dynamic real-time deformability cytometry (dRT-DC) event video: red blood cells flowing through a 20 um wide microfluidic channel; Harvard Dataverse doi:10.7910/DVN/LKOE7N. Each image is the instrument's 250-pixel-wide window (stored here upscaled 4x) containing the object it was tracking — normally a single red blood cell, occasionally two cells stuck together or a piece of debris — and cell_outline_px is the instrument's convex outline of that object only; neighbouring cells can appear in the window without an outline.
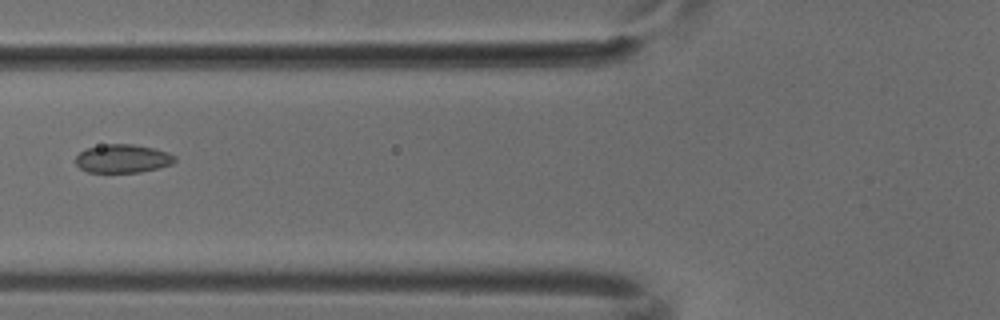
{"species": "common noctule bat (a hibernating species)", "species_latin": "Nyctalus noctula", "temperature_condition": "cold", "stored_images_in_passage": 4, "camera_frame_rate_fps": 3000, "um_per_image_px": 0.085, "animal": {"sex": "male", "body_mass_g": 18.8}, "frame": {"image": 1, "passage_image": 3, "time_ms": 0.667, "image_size_px": [1000, 320], "cell_outline_px": [[176, 160], [172, 164], [160, 168], [140, 172], [88, 172], [80, 168], [76, 164], [76, 156], [80, 152], [88, 148], [108, 144], [132, 144], [152, 148], [168, 152], [176, 156]], "centroid_in_image_um": [10.46, 13.49], "position_along_channel_um": 115.3, "area_um2": 16.36}}
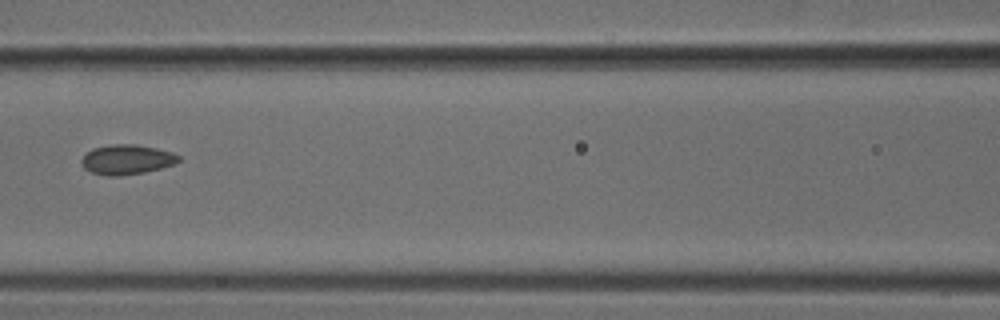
{"frame": {"image": 2, "passage_image": 4, "time_ms": 1.0, "image_size_px": [1000, 320], "cell_outline_px": [[180, 160], [176, 164], [144, 172], [120, 176], [108, 176], [92, 172], [84, 168], [80, 160], [92, 148], [112, 144], [136, 144], [156, 148], [172, 152], [180, 156]], "centroid_in_image_um": [10.79, 13.56], "position_along_channel_um": 155.8, "area_um2": 16.88}}